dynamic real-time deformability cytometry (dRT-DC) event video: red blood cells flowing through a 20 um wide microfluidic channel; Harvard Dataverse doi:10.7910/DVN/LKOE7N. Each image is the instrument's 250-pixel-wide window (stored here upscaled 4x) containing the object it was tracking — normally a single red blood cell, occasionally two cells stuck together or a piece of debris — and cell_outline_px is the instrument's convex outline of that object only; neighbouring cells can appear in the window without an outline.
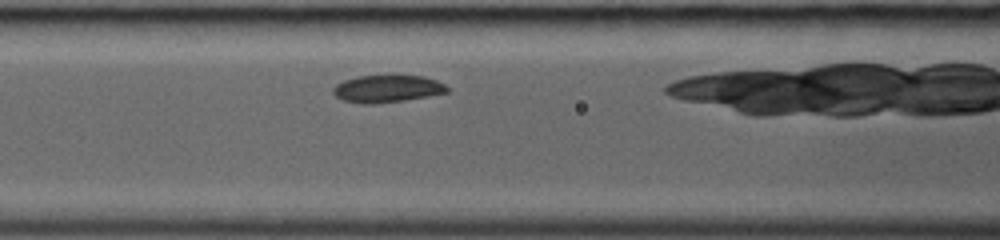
{"species": "common noctule bat (a hibernating species)", "species_latin": "Nyctalus noctula", "temperature_condition": "room temperature", "stored_images_in_passage": 16, "camera_frame_rate_fps": 3000, "um_per_image_px": 0.085, "animal": {"sex": "female", "body_mass_g": 19.0, "forearm_length_mm": 53.3}, "frame": {"image": 1, "passage_image": 5, "time_ms": 1.333, "image_size_px": [1000, 240], "cell_outline_px": [[448, 92], [428, 96], [404, 100], [376, 104], [364, 104], [344, 100], [336, 96], [332, 92], [332, 88], [336, 84], [344, 80], [356, 76], [388, 72], [392, 72], [424, 76], [436, 80], [444, 84], [448, 88]], "centroid_in_image_um": [32.9, 7.48], "position_along_channel_um": 133.7, "area_um2": 19.07}}
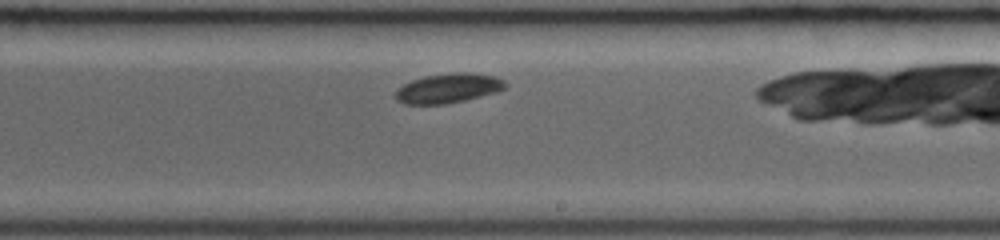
{"frame": {"image": 2, "passage_image": 12, "time_ms": 3.667, "image_size_px": [1000, 240], "cell_outline_px": [[508, 84], [504, 88], [496, 92], [464, 100], [444, 104], [404, 104], [396, 100], [396, 92], [404, 84], [412, 80], [424, 76], [456, 72], [468, 72], [496, 76], [504, 80]], "centroid_in_image_um": [38.12, 7.49], "position_along_channel_um": 250.9, "area_um2": 18.79}}
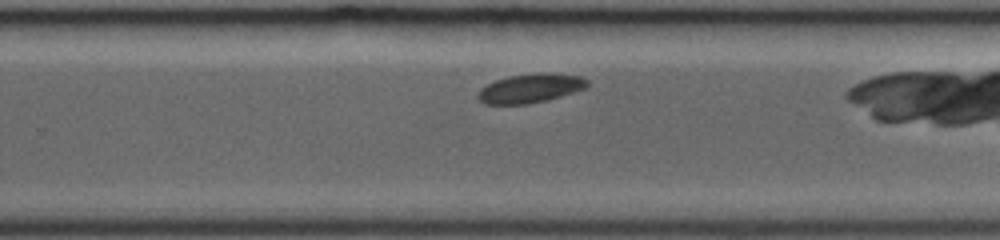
{"frame": {"image": 3, "passage_image": 14, "time_ms": 4.333, "image_size_px": [1000, 240], "cell_outline_px": [[588, 88], [576, 92], [528, 104], [484, 104], [476, 96], [480, 88], [496, 80], [508, 76], [544, 72], [580, 76], [588, 80]], "centroid_in_image_um": [45.09, 7.5], "position_along_channel_um": 284.7, "area_um2": 18.5}}